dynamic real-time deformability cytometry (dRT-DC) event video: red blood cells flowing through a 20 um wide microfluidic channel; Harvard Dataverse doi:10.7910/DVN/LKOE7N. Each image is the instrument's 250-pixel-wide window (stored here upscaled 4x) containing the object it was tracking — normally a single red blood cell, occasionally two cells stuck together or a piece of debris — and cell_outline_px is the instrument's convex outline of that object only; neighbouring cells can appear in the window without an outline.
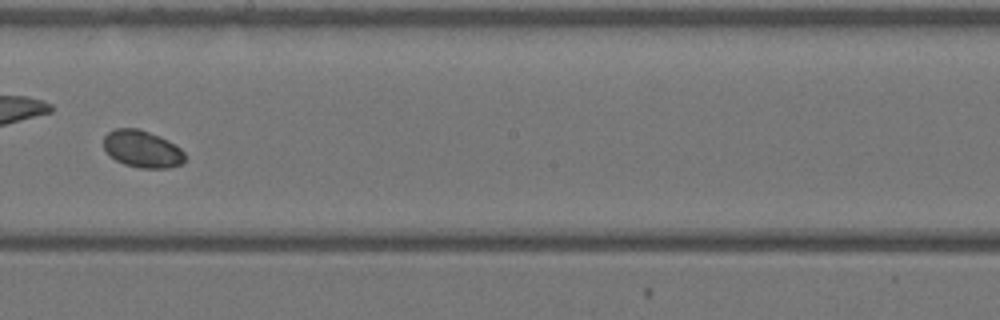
{"species": "Egyptian fruit bat (a non-hibernating species)", "species_latin": "Rousettus aegyptiacus", "temperature_condition": "warm", "stored_images_in_passage": 42, "camera_frame_rate_fps": 3000, "um_per_image_px": 0.085, "animal": {"sex": "female"}, "frame": {"image": 1, "passage_image": 24, "time_ms": 7.667, "image_size_px": [1000, 320], "cell_outline_px": [[184, 160], [180, 164], [168, 168], [140, 168], [124, 164], [116, 160], [104, 148], [104, 136], [108, 132], [116, 128], [140, 128], [160, 136], [180, 148], [184, 152]], "centroid_in_image_um": [12.08, 12.65], "position_along_channel_um": 236.1, "area_um2": 17.46}}